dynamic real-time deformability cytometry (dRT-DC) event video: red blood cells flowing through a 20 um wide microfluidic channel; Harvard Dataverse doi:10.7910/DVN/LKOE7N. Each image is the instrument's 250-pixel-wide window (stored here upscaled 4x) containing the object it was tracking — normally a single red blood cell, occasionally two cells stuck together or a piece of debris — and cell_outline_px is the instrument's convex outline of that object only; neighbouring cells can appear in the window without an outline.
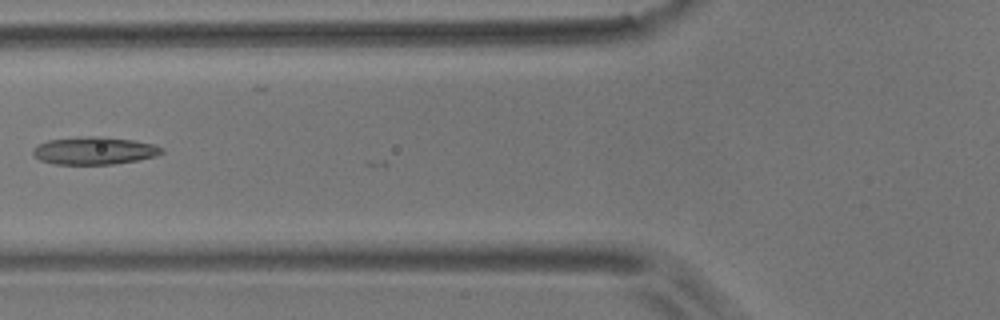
{"species": "common noctule bat (a hibernating species)", "species_latin": "Nyctalus noctula", "temperature_condition": "room temperature", "stored_images_in_passage": 7, "camera_frame_rate_fps": 3000, "um_per_image_px": 0.085, "animal": {"sex": "male", "body_mass_g": 17.9}, "frame": {"image": 1, "passage_image": 7, "time_ms": 7.0, "image_size_px": [1000, 320], "cell_outline_px": [[164, 152], [156, 156], [136, 160], [112, 164], [52, 164], [40, 160], [32, 152], [32, 148], [48, 140], [80, 136], [104, 136], [132, 140], [152, 144], [164, 148]], "centroid_in_image_um": [8.01, 12.8], "position_along_channel_um": 117.8, "area_um2": 20.75}}